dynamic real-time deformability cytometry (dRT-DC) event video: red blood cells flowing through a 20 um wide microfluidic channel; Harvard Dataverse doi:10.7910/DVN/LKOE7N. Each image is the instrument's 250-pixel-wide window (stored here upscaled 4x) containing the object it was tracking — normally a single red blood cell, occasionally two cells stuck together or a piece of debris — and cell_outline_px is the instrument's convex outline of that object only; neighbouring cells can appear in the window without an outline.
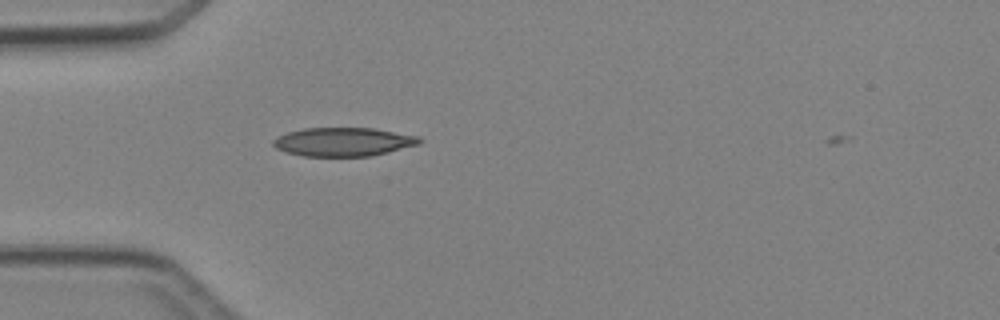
{"species": "Egyptian fruit bat (a non-hibernating species)", "species_latin": "Rousettus aegyptiacus", "temperature_condition": "cold", "stored_images_in_passage": 1, "camera_frame_rate_fps": 3000, "um_per_image_px": 0.085, "animal": {"sex": "female"}, "frame": {"image": 1, "passage_image": 1, "time_ms": 0.0, "image_size_px": [1000, 320], "cell_outline_px": [[424, 140], [420, 144], [388, 152], [368, 156], [304, 156], [284, 152], [276, 148], [272, 144], [272, 140], [288, 132], [304, 128], [372, 128], [420, 136]], "centroid_in_image_um": [29.2, 12.06], "position_along_channel_um": 55.8, "area_um2": 24.45}}